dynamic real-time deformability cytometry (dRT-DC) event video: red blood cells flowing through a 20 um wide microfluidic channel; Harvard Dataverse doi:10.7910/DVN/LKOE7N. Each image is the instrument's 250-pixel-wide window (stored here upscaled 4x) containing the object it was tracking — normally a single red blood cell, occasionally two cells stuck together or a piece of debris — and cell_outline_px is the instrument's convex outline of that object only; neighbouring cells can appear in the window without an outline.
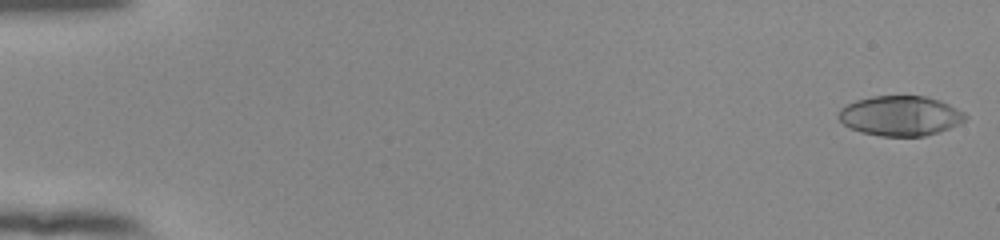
{"species": "human", "species_latin": "Homo sapiens", "temperature_condition": "room temperature", "stored_images_in_passage": 54, "camera_frame_rate_fps": 3000, "um_per_image_px": 0.085, "donor": {"sex": "female"}, "frame": {"image": 1, "passage_image": 1, "time_ms": 0.0, "image_size_px": [1000, 240], "cell_outline_px": [[968, 116], [960, 124], [924, 136], [880, 136], [860, 132], [844, 124], [836, 116], [836, 112], [840, 108], [856, 100], [872, 96], [924, 96], [940, 100], [964, 112]], "centroid_in_image_um": [76.5, 9.84], "position_along_channel_um": 8.5, "area_um2": 29.48}}
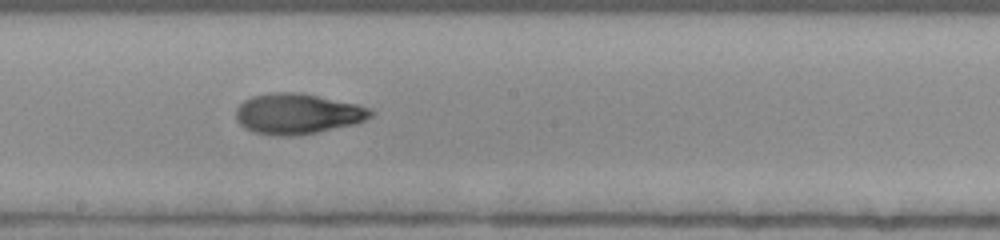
{"frame": {"image": 2, "passage_image": 31, "time_ms": 10.0, "image_size_px": [1000, 240], "cell_outline_px": [[376, 112], [372, 116], [356, 124], [316, 132], [292, 136], [280, 136], [252, 132], [244, 128], [236, 120], [236, 108], [244, 100], [252, 96], [268, 92], [300, 92], [356, 104], [372, 108]], "centroid_in_image_um": [25.29, 9.66], "position_along_channel_um": 222.9, "area_um2": 32.08}}
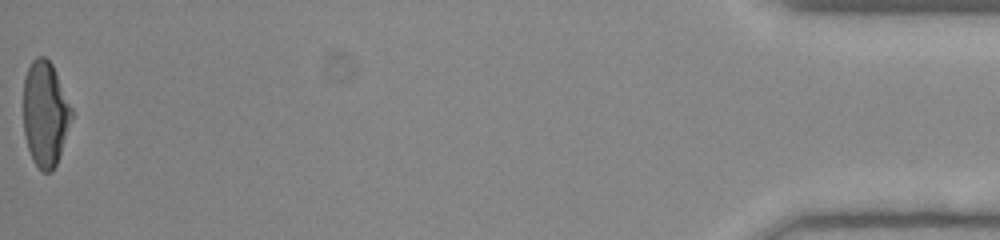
{"frame": {"image": 3, "passage_image": 54, "time_ms": 17.667, "image_size_px": [1000, 240], "cell_outline_px": [[72, 116], [56, 164], [52, 172], [44, 172], [32, 160], [24, 136], [24, 76], [32, 60], [36, 56], [44, 56], [52, 64], [56, 72], [72, 108]], "centroid_in_image_um": [3.82, 9.64], "position_along_channel_um": 431.4, "area_um2": 29.25}, "authors_computed_cell_mechanics": {"area_um2": 30.0271, "velocity_mm_per_s": 3.9041, "shape_relaxation_time_tau1_ms": 8.2645, "shape_relaxation_time_tau2_ms": 2.6371, "deformation_change_tau1": 0.3034, "deformation_change_tau2": 0.076}}